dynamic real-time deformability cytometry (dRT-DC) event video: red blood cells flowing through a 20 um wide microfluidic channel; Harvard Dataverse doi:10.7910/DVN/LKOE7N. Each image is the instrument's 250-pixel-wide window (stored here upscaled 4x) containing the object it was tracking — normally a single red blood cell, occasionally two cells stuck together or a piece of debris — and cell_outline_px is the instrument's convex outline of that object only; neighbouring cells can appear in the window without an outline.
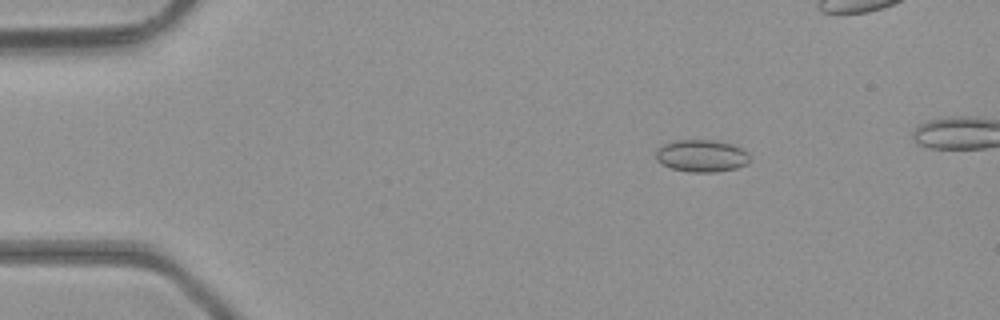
{"species": "common noctule bat (a hibernating species)", "species_latin": "Nyctalus noctula", "temperature_condition": "room temperature", "stored_images_in_passage": 44, "camera_frame_rate_fps": 3000, "um_per_image_px": 0.085, "animal": {"sex": "male", "body_mass_g": 23.1, "forearm_length_mm": 52.7}, "frame": {"image": 1, "passage_image": 7, "time_ms": 2.0, "image_size_px": [1000, 320], "cell_outline_px": [[752, 160], [748, 164], [736, 168], [716, 172], [688, 172], [672, 168], [656, 160], [656, 152], [664, 144], [676, 140], [712, 140], [732, 144], [748, 152]], "centroid_in_image_um": [59.69, 13.25], "position_along_channel_um": 25.3, "area_um2": 17.63}}
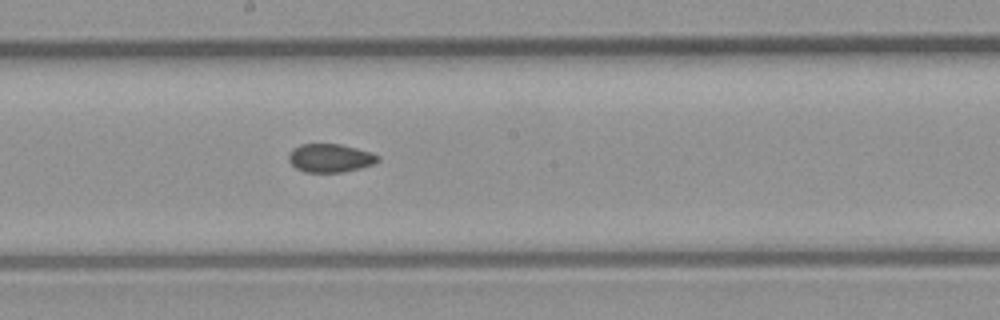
{"frame": {"image": 2, "passage_image": 25, "time_ms": 8.0, "image_size_px": [1000, 320], "cell_outline_px": [[380, 160], [376, 164], [360, 168], [340, 172], [304, 172], [296, 168], [288, 160], [288, 152], [292, 148], [300, 144], [340, 144], [356, 148], [380, 156]], "centroid_in_image_um": [28.04, 13.43], "position_along_channel_um": 220.2, "area_um2": 14.85}}
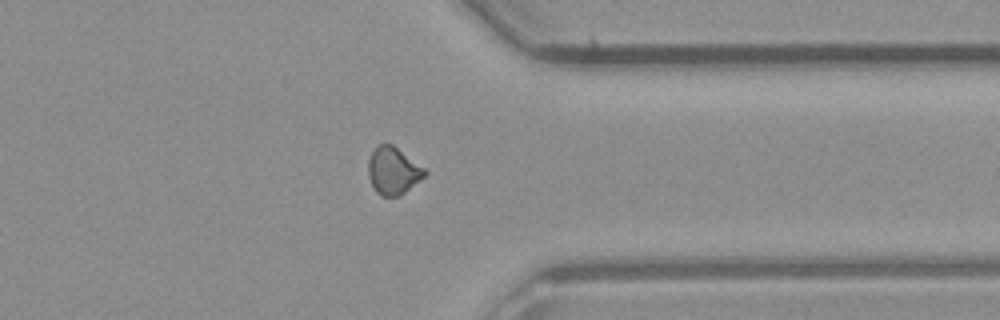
{"frame": {"image": 3, "passage_image": 36, "time_ms": 11.667, "image_size_px": [1000, 320], "cell_outline_px": [[428, 172], [424, 176], [404, 192], [396, 196], [380, 196], [376, 192], [368, 176], [368, 160], [372, 152], [380, 144], [392, 144], [424, 168]], "centroid_in_image_um": [33.39, 14.52], "position_along_channel_um": 378.0, "area_um2": 15.2}, "authors_computed_cell_mechanics": {"area_um2": 15.3748, "velocity_mm_per_s": 4.4574, "shape_relaxation_time_tau1_ms": null, "shape_relaxation_time_tau2_ms": 1.5505, "deformation_change_tau1": null, "deformation_change_tau2": 0.0438}}